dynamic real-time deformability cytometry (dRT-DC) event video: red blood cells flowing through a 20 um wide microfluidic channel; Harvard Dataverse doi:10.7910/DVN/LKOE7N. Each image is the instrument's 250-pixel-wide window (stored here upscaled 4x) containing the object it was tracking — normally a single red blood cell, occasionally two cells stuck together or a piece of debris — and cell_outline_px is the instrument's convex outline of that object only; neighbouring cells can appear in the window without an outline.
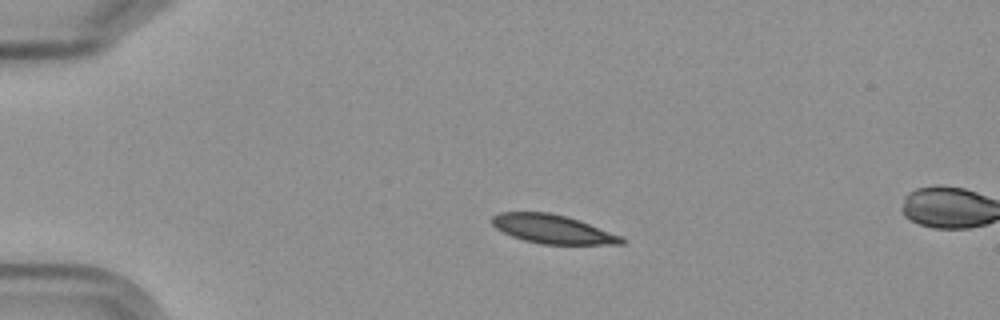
{"species": "Egyptian fruit bat (a non-hibernating species)", "species_latin": "Rousettus aegyptiacus", "temperature_condition": "cold", "stored_images_in_passage": 5, "camera_frame_rate_fps": 3000, "um_per_image_px": 0.085, "frame": {"image": 1, "passage_image": 3, "time_ms": 2.333, "image_size_px": [1000, 320], "cell_outline_px": [[624, 244], [544, 244], [524, 240], [512, 236], [496, 228], [492, 224], [492, 216], [500, 212], [548, 212], [580, 220], [624, 236]], "centroid_in_image_um": [47.01, 19.47], "position_along_channel_um": 38.0, "area_um2": 21.68}}